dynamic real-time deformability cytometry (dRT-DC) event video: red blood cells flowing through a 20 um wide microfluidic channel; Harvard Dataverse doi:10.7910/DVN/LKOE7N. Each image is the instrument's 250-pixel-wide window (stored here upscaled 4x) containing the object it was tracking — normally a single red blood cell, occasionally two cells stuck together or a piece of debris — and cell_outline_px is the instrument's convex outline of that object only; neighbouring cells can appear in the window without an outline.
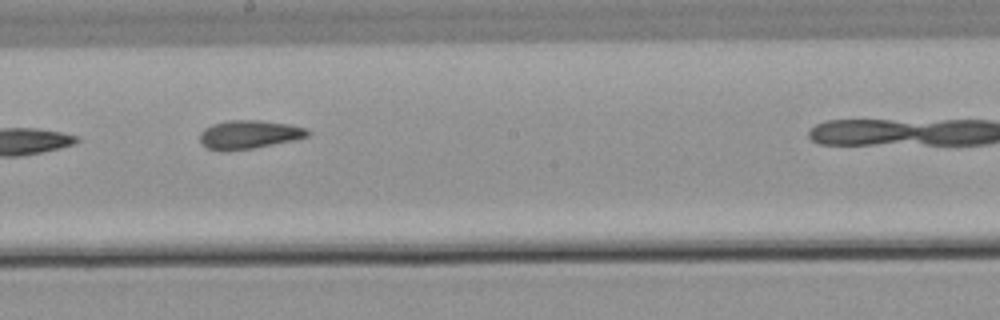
{"species": "common noctule bat (a hibernating species)", "species_latin": "Nyctalus noctula", "temperature_condition": "warm", "stored_images_in_passage": 8, "camera_frame_rate_fps": 3000, "um_per_image_px": 0.085, "animal": {"sex": "male", "body_mass_g": 21.5, "forearm_length_mm": 52.0}, "frame": {"image": 1, "passage_image": 5, "time_ms": 5.667, "image_size_px": [1000, 320], "cell_outline_px": [[308, 136], [292, 140], [252, 148], [228, 152], [220, 152], [208, 148], [200, 140], [200, 132], [204, 128], [212, 124], [228, 120], [260, 120], [288, 124], [304, 128], [308, 132]], "centroid_in_image_um": [21.09, 11.44], "position_along_channel_um": 227.1, "area_um2": 17.8}}